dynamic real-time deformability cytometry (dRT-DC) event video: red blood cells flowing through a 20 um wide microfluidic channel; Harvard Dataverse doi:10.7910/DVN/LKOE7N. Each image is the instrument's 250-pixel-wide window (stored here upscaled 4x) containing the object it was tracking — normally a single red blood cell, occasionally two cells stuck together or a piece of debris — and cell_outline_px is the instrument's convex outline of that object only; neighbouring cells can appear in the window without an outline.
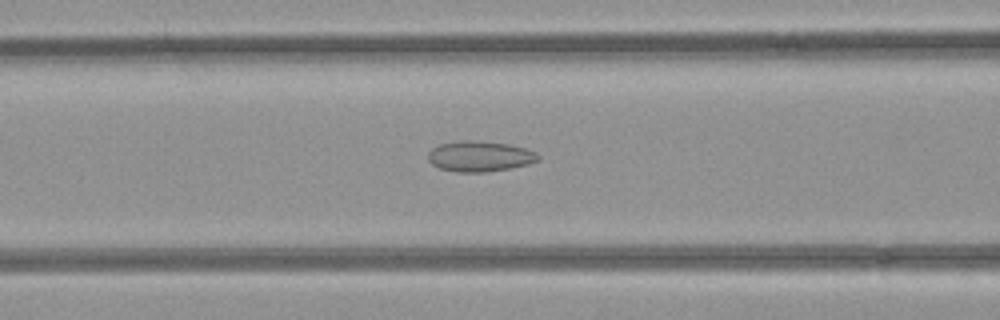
{"species": "common noctule bat (a hibernating species)", "species_latin": "Nyctalus noctula", "temperature_condition": "room temperature", "stored_images_in_passage": 43, "camera_frame_rate_fps": 3000, "um_per_image_px": 0.085, "animal": {"sex": "female", "body_mass_g": 21.9}, "frame": {"image": 1, "passage_image": 16, "time_ms": 5.0, "image_size_px": [1000, 320], "cell_outline_px": [[540, 160], [528, 164], [488, 172], [456, 172], [440, 168], [432, 164], [428, 160], [428, 152], [432, 148], [440, 144], [460, 140], [472, 140], [508, 144], [524, 148], [536, 152], [540, 156]], "centroid_in_image_um": [40.77, 13.28], "position_along_channel_um": 125.8, "area_um2": 19.59}}
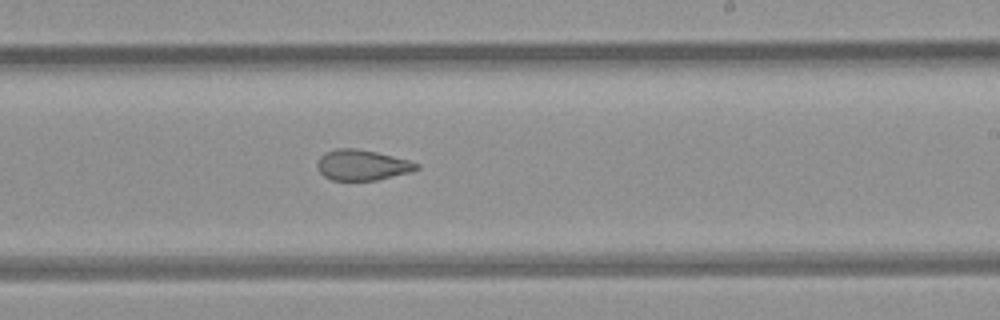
{"frame": {"image": 2, "passage_image": 26, "time_ms": 8.333, "image_size_px": [1000, 320], "cell_outline_px": [[420, 168], [408, 172], [376, 180], [332, 180], [324, 176], [320, 172], [316, 164], [320, 156], [336, 148], [356, 148], [376, 152], [408, 160], [420, 164]], "centroid_in_image_um": [30.76, 14.02], "position_along_channel_um": 258.2, "area_um2": 17.46}}
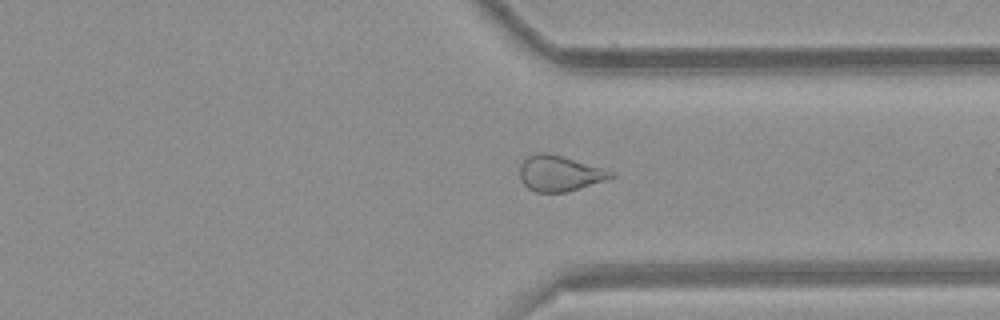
{"frame": {"image": 3, "passage_image": 34, "time_ms": 11.0, "image_size_px": [1000, 320], "cell_outline_px": [[616, 176], [608, 180], [564, 192], [536, 192], [528, 188], [520, 180], [520, 164], [528, 156], [536, 152], [548, 152], [608, 168], [616, 172]], "centroid_in_image_um": [47.62, 14.71], "position_along_channel_um": 363.8, "area_um2": 19.36}}